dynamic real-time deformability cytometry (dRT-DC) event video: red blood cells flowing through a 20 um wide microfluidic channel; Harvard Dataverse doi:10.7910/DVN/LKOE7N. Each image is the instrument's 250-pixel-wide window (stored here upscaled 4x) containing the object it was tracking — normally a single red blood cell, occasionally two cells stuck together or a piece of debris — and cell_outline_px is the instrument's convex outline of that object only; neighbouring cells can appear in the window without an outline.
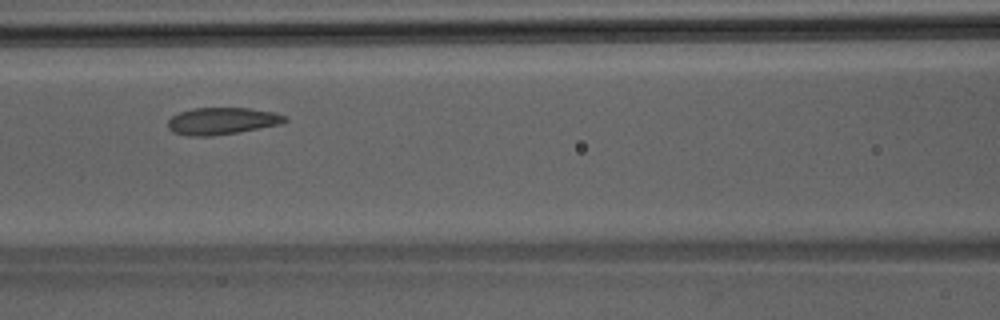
{"species": "Egyptian fruit bat (a non-hibernating species)", "species_latin": "Rousettus aegyptiacus", "temperature_condition": "room temperature", "stored_images_in_passage": 4, "camera_frame_rate_fps": 3000, "um_per_image_px": 0.085, "animal": {"sex": "male"}, "frame": {"image": 1, "passage_image": 4, "time_ms": 1.0, "image_size_px": [1000, 320], "cell_outline_px": [[288, 120], [280, 124], [236, 132], [212, 136], [188, 136], [172, 132], [168, 128], [168, 120], [172, 116], [180, 112], [192, 108], [248, 108], [276, 112], [288, 116]], "centroid_in_image_um": [18.87, 10.28], "position_along_channel_um": 147.7, "area_um2": 18.44}}